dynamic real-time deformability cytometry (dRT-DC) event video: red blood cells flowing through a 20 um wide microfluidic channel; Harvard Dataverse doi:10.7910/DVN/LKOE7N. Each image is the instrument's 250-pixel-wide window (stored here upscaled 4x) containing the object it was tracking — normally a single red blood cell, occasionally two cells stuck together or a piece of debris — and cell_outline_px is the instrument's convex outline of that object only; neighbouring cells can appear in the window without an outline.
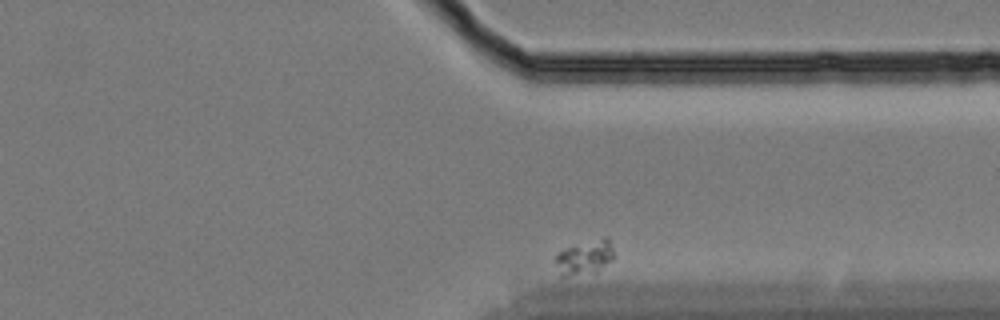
{"species": "Egyptian fruit bat (a non-hibernating species)", "species_latin": "Rousettus aegyptiacus", "temperature_condition": "cold", "stored_images_in_passage": 38, "camera_frame_rate_fps": 3000, "um_per_image_px": 0.085, "animal": {"sex": "female"}, "frame": {"image": 1, "passage_image": 38, "time_ms": 12.333, "image_size_px": [1000, 320], "cell_outline_px": [[616, 256], [612, 260], [596, 272], [568, 276], [560, 276], [552, 260], [556, 252], [564, 248], [604, 236], [608, 236]], "centroid_in_image_um": [49.66, 21.86], "position_along_channel_um": 361.7, "area_um2": 12.25}}